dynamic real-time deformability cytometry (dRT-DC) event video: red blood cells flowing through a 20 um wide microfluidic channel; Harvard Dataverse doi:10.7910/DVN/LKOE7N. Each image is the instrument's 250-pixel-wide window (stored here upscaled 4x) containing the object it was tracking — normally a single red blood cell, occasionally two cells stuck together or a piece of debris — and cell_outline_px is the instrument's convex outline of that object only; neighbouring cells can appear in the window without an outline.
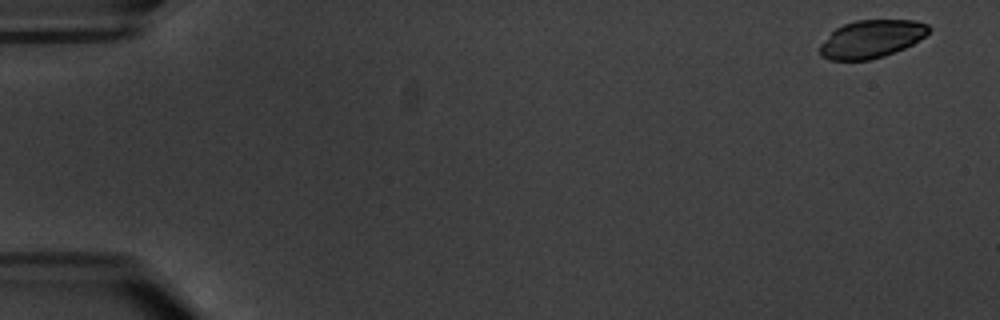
{"species": "common noctule bat (a hibernating species)", "species_latin": "Nyctalus noctula", "temperature_condition": "warm", "stored_images_in_passage": 9, "camera_frame_rate_fps": 3000, "um_per_image_px": 0.085, "animal": {"sex": "male", "body_mass_g": 20.1, "forearm_length_mm": 53.5}, "frame": {"image": 1, "passage_image": 1, "time_ms": 0.0, "image_size_px": [1000, 320], "cell_outline_px": [[932, 28], [924, 36], [912, 44], [904, 48], [884, 56], [868, 60], [828, 60], [820, 56], [820, 44], [836, 28], [844, 24], [856, 20], [916, 20], [928, 24]], "centroid_in_image_um": [74.07, 3.31], "position_along_channel_um": 10.9, "area_um2": 23.99}}
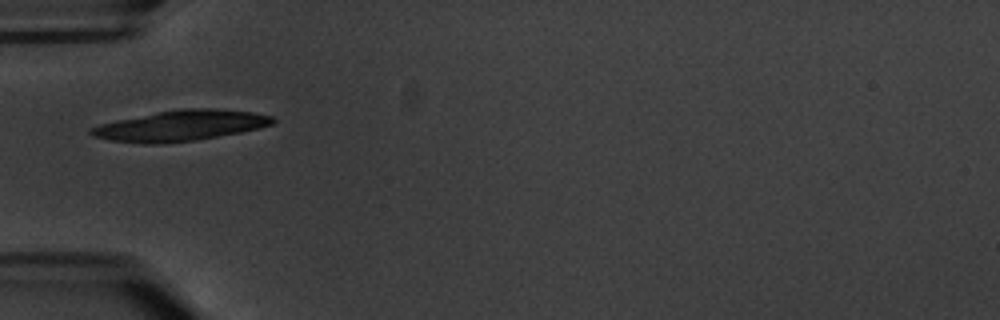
{"frame": {"image": 2, "passage_image": 6, "time_ms": 6.0, "image_size_px": [1000, 320], "cell_outline_px": [[276, 120], [272, 124], [260, 128], [240, 132], [192, 140], [156, 144], [144, 144], [112, 140], [92, 136], [88, 132], [88, 128], [100, 124], [116, 120], [156, 112], [180, 108], [216, 108], [252, 112], [272, 116]], "centroid_in_image_um": [15.32, 10.66], "position_along_channel_um": 69.7, "area_um2": 32.25}}
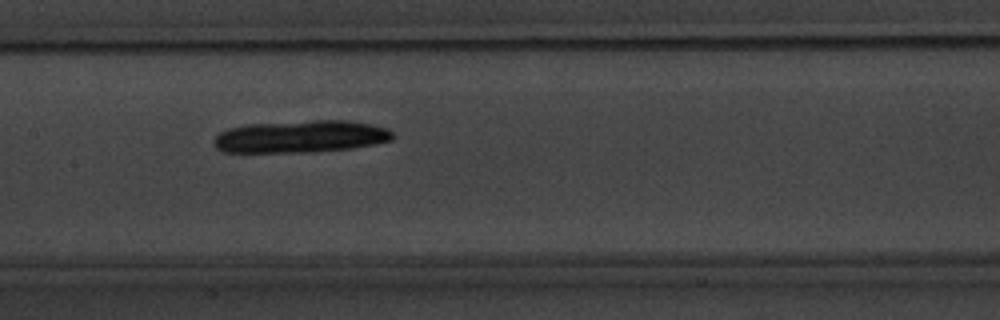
{"frame": {"image": 3, "passage_image": 9, "time_ms": 9.333, "image_size_px": [1000, 320], "cell_outline_px": [[392, 140], [352, 148], [312, 152], [220, 152], [212, 144], [212, 140], [220, 132], [228, 128], [248, 124], [312, 120], [348, 120], [372, 124], [388, 128], [392, 132]], "centroid_in_image_um": [25.52, 11.6], "position_along_channel_um": 181.9, "area_um2": 33.87}}